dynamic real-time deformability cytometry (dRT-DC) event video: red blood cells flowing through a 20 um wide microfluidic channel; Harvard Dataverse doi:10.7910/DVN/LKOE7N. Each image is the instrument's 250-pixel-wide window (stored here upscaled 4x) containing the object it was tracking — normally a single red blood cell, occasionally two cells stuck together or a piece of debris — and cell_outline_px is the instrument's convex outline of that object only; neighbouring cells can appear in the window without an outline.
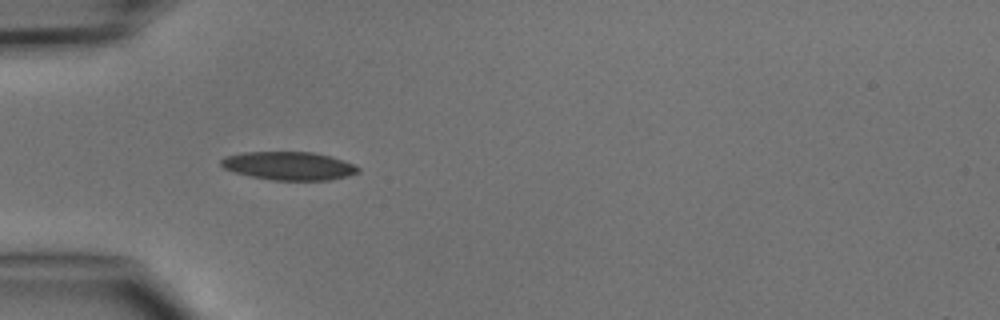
{"species": "common noctule bat (a hibernating species)", "species_latin": "Nyctalus noctula", "temperature_condition": "cold", "stored_images_in_passage": 4, "camera_frame_rate_fps": 3000, "um_per_image_px": 0.085, "animal": {"sex": "male", "body_mass_g": 15.6}, "frame": {"image": 1, "passage_image": 4, "time_ms": 3.333, "image_size_px": [1000, 320], "cell_outline_px": [[360, 172], [348, 176], [328, 180], [272, 180], [252, 176], [236, 172], [224, 168], [220, 164], [220, 160], [224, 156], [244, 152], [312, 152], [328, 156], [352, 164], [360, 168]], "centroid_in_image_um": [24.53, 14.1], "position_along_channel_um": 60.5, "area_um2": 22.37}}